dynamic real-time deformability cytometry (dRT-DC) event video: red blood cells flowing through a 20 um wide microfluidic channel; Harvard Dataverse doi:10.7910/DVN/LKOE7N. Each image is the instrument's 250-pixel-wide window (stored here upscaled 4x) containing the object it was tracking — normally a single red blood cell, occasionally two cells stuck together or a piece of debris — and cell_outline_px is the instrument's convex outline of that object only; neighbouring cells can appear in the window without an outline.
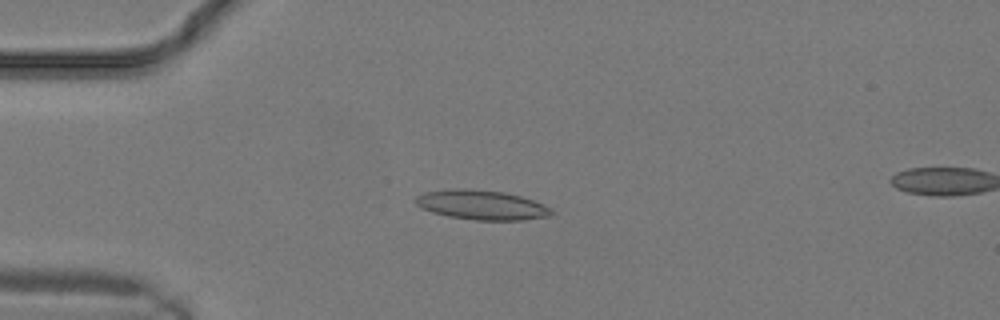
{"species": "common noctule bat (a hibernating species)", "species_latin": "Nyctalus noctula", "temperature_condition": "warm", "stored_images_in_passage": 10, "camera_frame_rate_fps": 3000, "um_per_image_px": 0.085, "animal": {"sex": "male", "body_mass_g": 19.2, "forearm_length_mm": 51.8}, "frame": {"image": 1, "passage_image": 7, "time_ms": 2.0, "image_size_px": [1000, 320], "cell_outline_px": [[556, 212], [548, 216], [524, 220], [472, 220], [448, 216], [432, 212], [420, 208], [416, 204], [416, 196], [424, 192], [452, 188], [468, 188], [504, 192], [520, 196], [544, 204], [552, 208]], "centroid_in_image_um": [40.94, 17.42], "position_along_channel_um": 44.1, "area_um2": 23.64}}
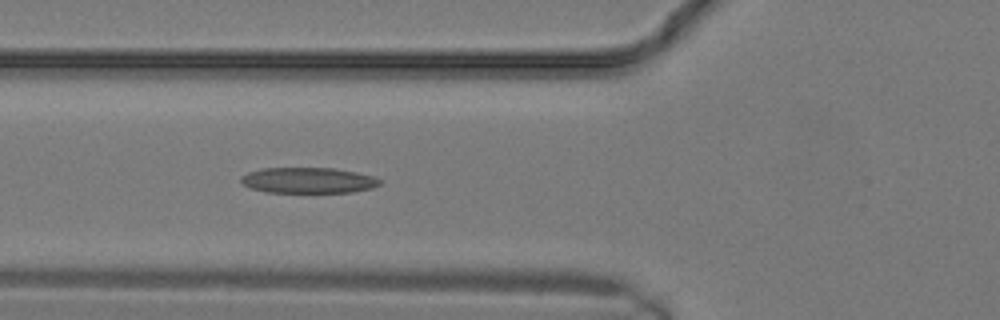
{"frame": {"image": 2, "passage_image": 10, "time_ms": 3.0, "image_size_px": [1000, 320], "cell_outline_px": [[380, 184], [372, 188], [352, 192], [264, 192], [240, 184], [240, 176], [248, 172], [260, 168], [332, 168], [356, 172], [372, 176], [380, 180]], "centroid_in_image_um": [26.14, 15.33], "position_along_channel_um": 99.7, "area_um2": 20.81}}